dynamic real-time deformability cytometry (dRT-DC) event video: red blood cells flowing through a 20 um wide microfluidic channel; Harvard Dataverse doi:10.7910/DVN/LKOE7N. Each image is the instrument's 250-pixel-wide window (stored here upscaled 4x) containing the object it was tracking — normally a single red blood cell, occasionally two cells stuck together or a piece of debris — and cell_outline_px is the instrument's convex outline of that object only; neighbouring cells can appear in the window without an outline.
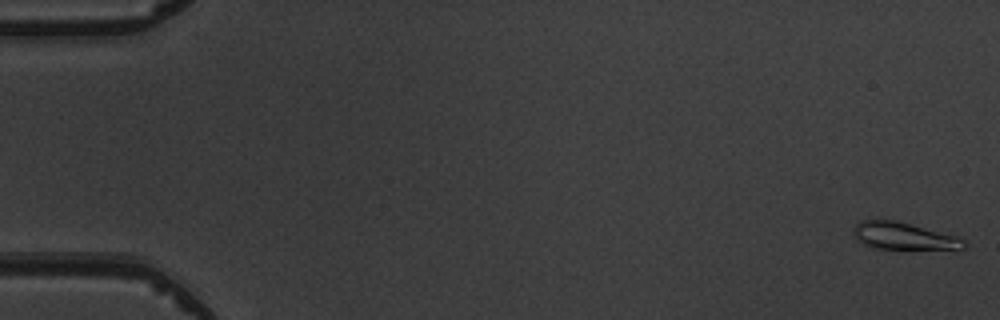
{"species": "common noctule bat (a hibernating species)", "species_latin": "Nyctalus noctula", "temperature_condition": "warm", "stored_images_in_passage": 5, "camera_frame_rate_fps": 3000, "um_per_image_px": 0.085, "animal": {"sex": "male", "body_mass_g": 19.5, "forearm_length_mm": 54.6}, "frame": {"image": 1, "passage_image": 1, "time_ms": 0.0, "image_size_px": [1000, 320], "cell_outline_px": [[964, 248], [876, 248], [864, 244], [852, 232], [852, 228], [860, 220], [876, 216], [896, 220], [956, 236], [964, 240]], "centroid_in_image_um": [76.67, 19.99], "position_along_channel_um": 8.3, "area_um2": 17.4}}